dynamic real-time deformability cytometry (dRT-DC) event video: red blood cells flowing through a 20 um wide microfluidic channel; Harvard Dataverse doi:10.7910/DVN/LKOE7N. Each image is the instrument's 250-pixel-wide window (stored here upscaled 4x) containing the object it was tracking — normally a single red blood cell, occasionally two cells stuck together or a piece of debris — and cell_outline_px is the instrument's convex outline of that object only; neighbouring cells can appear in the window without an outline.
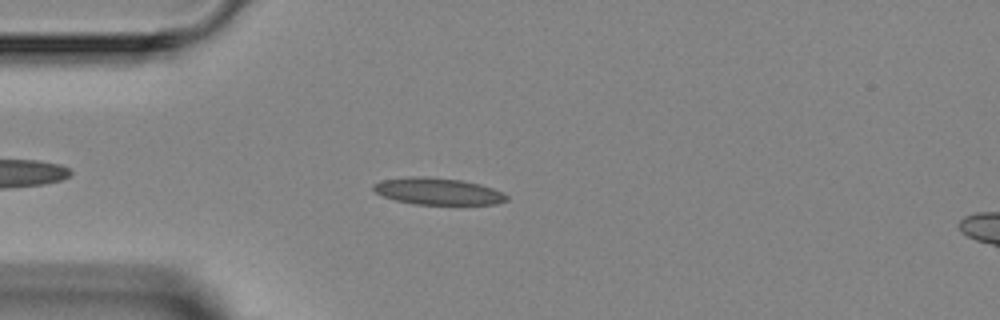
{"species": "Egyptian fruit bat (a non-hibernating species)", "species_latin": "Rousettus aegyptiacus", "temperature_condition": "room temperature", "stored_images_in_passage": 4, "segment_of_instrument_passage": [1, 2], "camera_frame_rate_fps": 3000, "um_per_image_px": 0.085, "animal": {"sex": "female"}, "frame": {"image": 1, "passage_image": 3, "time_ms": 3.667, "image_size_px": [1000, 320], "cell_outline_px": [[508, 200], [496, 204], [416, 204], [396, 200], [384, 196], [376, 192], [372, 188], [372, 184], [380, 180], [408, 176], [424, 176], [460, 180], [480, 184], [504, 192], [508, 196]], "centroid_in_image_um": [37.21, 16.25], "position_along_channel_um": 47.8, "area_um2": 20.81}}